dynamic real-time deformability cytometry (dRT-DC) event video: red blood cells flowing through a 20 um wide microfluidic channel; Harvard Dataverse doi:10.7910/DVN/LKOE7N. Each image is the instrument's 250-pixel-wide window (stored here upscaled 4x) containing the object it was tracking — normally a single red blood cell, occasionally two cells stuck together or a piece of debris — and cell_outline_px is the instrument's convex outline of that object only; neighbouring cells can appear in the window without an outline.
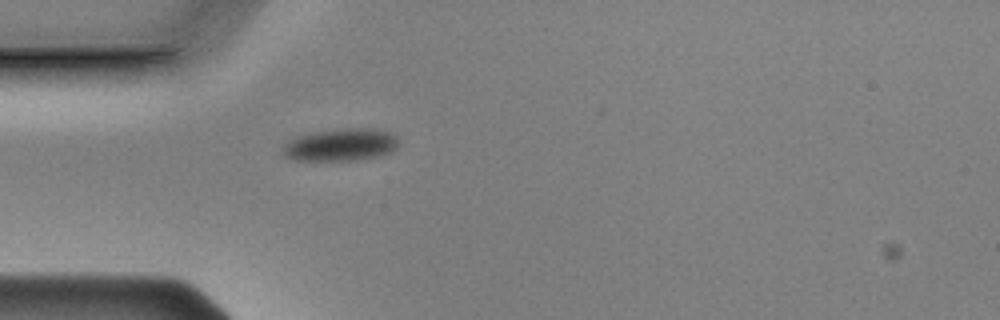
{"species": "Egyptian fruit bat (a non-hibernating species)", "species_latin": "Rousettus aegyptiacus", "temperature_condition": "cold", "stored_images_in_passage": 41, "camera_frame_rate_fps": 3000, "um_per_image_px": 0.085, "animal": {"sex": "male"}, "frame": {"image": 1, "passage_image": 1, "time_ms": 0.0, "image_size_px": [1000, 320], "cell_outline_px": [[400, 144], [392, 152], [380, 156], [360, 160], [292, 160], [284, 156], [284, 144], [288, 140], [296, 136], [312, 132], [348, 128], [372, 128], [388, 132], [396, 136]], "centroid_in_image_um": [28.99, 12.31], "position_along_channel_um": 56.0, "area_um2": 22.08}}
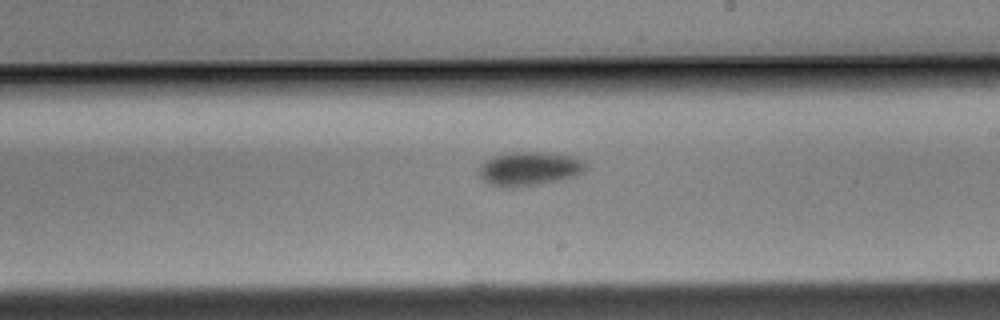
{"frame": {"image": 2, "passage_image": 17, "time_ms": 5.333, "image_size_px": [1000, 320], "cell_outline_px": [[584, 172], [576, 176], [560, 180], [540, 184], [512, 188], [492, 184], [484, 180], [480, 176], [480, 168], [488, 160], [496, 156], [512, 152], [540, 152], [572, 156], [580, 160], [584, 164]], "centroid_in_image_um": [45.03, 14.35], "position_along_channel_um": 244.0, "area_um2": 20.52}}
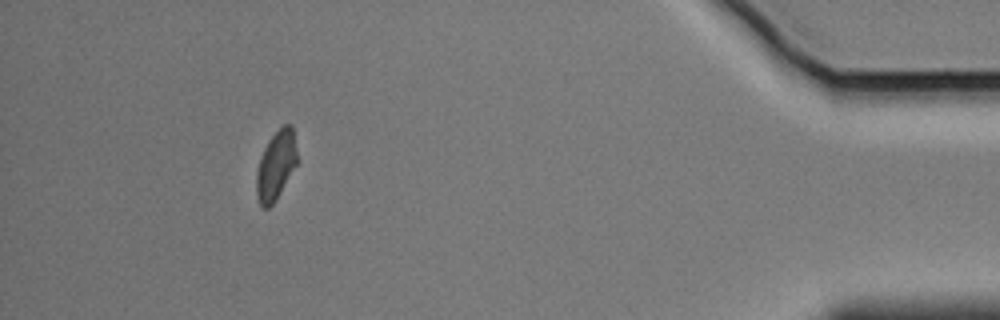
{"frame": {"image": 3, "passage_image": 36, "time_ms": 11.667, "image_size_px": [1000, 320], "cell_outline_px": [[296, 164], [276, 200], [268, 208], [264, 208], [260, 204], [256, 196], [256, 172], [260, 156], [268, 140], [284, 124], [292, 124], [296, 152]], "centroid_in_image_um": [23.42, 14.07], "position_along_channel_um": 411.8, "area_um2": 16.13}}